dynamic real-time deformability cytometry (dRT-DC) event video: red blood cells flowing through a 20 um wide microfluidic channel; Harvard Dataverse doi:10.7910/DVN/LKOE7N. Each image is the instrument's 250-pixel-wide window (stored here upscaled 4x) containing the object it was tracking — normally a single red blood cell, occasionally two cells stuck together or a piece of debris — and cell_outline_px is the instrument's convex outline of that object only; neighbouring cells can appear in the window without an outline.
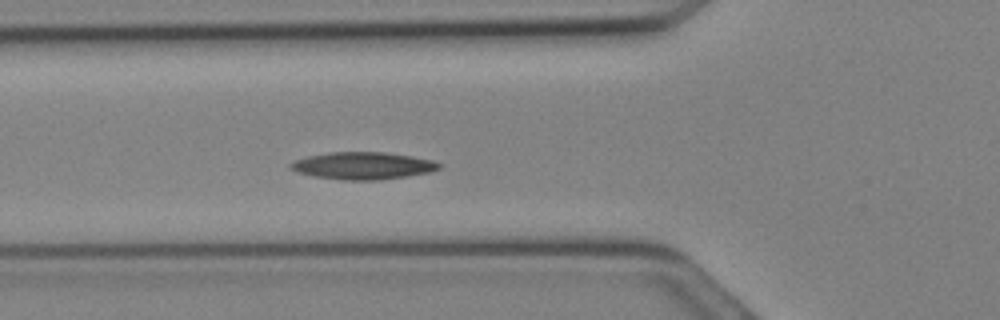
{"species": "Egyptian fruit bat (a non-hibernating species)", "species_latin": "Rousettus aegyptiacus", "temperature_condition": "cold", "stored_images_in_passage": 12, "camera_frame_rate_fps": 3000, "um_per_image_px": 0.085, "animal": {"sex": "female"}, "frame": {"image": 1, "passage_image": 10, "time_ms": 3.0, "image_size_px": [1000, 320], "cell_outline_px": [[440, 168], [432, 172], [408, 176], [376, 180], [344, 180], [316, 176], [300, 172], [288, 168], [288, 164], [296, 160], [308, 156], [328, 152], [384, 152], [412, 156], [432, 160], [440, 164]], "centroid_in_image_um": [30.86, 14.08], "position_along_channel_um": 94.9, "area_um2": 23.47}}
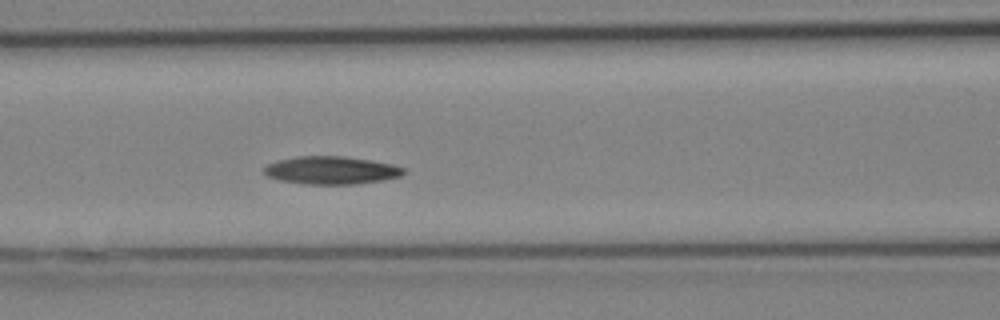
{"frame": {"image": 2, "passage_image": 12, "time_ms": 3.667, "image_size_px": [1000, 320], "cell_outline_px": [[404, 172], [400, 176], [380, 180], [356, 184], [304, 184], [280, 180], [268, 176], [264, 172], [264, 168], [268, 164], [276, 160], [296, 156], [344, 156], [392, 164], [404, 168]], "centroid_in_image_um": [28.11, 14.47], "position_along_channel_um": 138.5, "area_um2": 22.48}}